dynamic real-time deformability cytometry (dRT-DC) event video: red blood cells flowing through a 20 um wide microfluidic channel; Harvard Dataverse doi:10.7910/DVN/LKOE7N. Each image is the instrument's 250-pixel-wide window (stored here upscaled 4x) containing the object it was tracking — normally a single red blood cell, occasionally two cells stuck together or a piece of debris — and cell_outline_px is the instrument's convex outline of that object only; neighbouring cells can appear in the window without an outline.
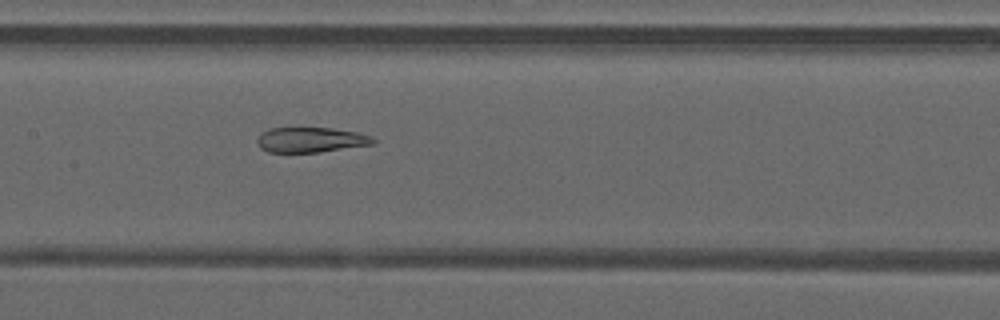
{"species": "common noctule bat (a hibernating species)", "species_latin": "Nyctalus noctula", "temperature_condition": "warm", "stored_images_in_passage": 48, "camera_frame_rate_fps": 3000, "um_per_image_px": 0.085, "animal": {"sex": "male", "forearm_length_mm": 52.5}, "frame": {"image": 1, "passage_image": 24, "time_ms": 7.667, "image_size_px": [1000, 320], "cell_outline_px": [[376, 140], [372, 144], [320, 152], [268, 152], [260, 148], [256, 140], [268, 128], [332, 128], [356, 132], [372, 136]], "centroid_in_image_um": [26.42, 11.88], "position_along_channel_um": 181.0, "area_um2": 16.82}}
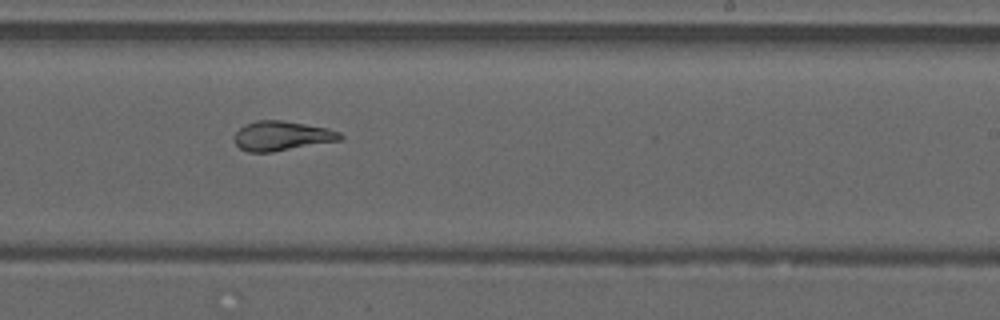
{"frame": {"image": 2, "passage_image": 30, "time_ms": 9.667, "image_size_px": [1000, 320], "cell_outline_px": [[344, 136], [340, 140], [272, 152], [248, 152], [240, 148], [236, 144], [236, 132], [244, 124], [256, 120], [284, 120], [328, 128], [340, 132]], "centroid_in_image_um": [23.97, 11.54], "position_along_channel_um": 265.0, "area_um2": 18.15}}
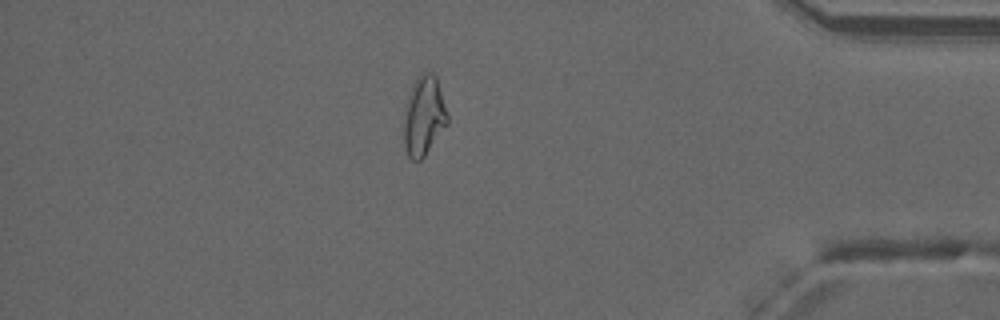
{"frame": {"image": 3, "passage_image": 42, "time_ms": 13.667, "image_size_px": [1000, 320], "cell_outline_px": [[448, 124], [424, 156], [420, 160], [412, 160], [408, 156], [404, 148], [404, 120], [408, 100], [412, 88], [416, 80], [424, 72], [432, 72], [436, 76], [448, 116]], "centroid_in_image_um": [36.04, 9.9], "position_along_channel_um": 399.2, "area_um2": 19.71}, "authors_computed_cell_mechanics": {"area_um2": 20.6924, "velocity_mm_per_s": 4.2176, "shape_relaxation_time_tau1_ms": null, "shape_relaxation_time_tau2_ms": 1.8287, "deformation_change_tau1": null, "deformation_change_tau2": 0.0896}}